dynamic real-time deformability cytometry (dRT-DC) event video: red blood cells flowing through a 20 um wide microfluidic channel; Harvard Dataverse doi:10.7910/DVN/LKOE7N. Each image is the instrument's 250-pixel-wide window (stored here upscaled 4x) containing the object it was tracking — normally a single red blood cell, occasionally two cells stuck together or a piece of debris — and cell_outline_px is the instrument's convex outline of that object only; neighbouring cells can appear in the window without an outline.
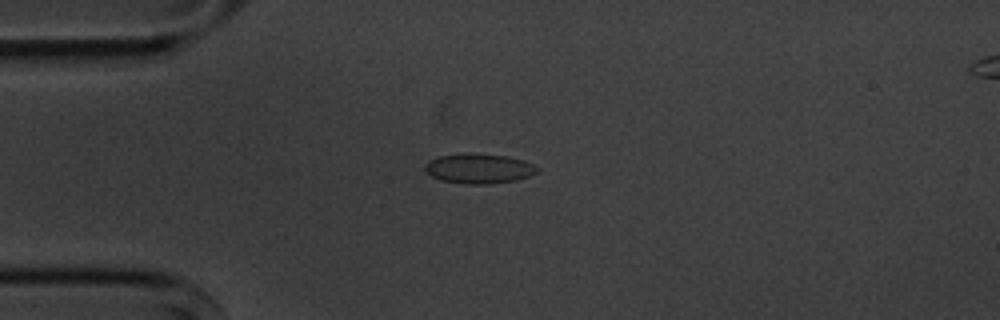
{"species": "common noctule bat (a hibernating species)", "species_latin": "Nyctalus noctula", "temperature_condition": "cold", "stored_images_in_passage": 7, "camera_frame_rate_fps": 3000, "um_per_image_px": 0.085, "animal": {"sex": "male", "body_mass_g": 20.1, "forearm_length_mm": 53.5}, "frame": {"image": 1, "passage_image": 3, "time_ms": 3.333, "image_size_px": [1000, 320], "cell_outline_px": [[540, 168], [536, 172], [528, 176], [516, 180], [488, 184], [464, 184], [440, 180], [432, 176], [424, 168], [424, 164], [428, 160], [440, 156], [468, 152], [508, 156], [524, 160]], "centroid_in_image_um": [40.69, 14.31], "position_along_channel_um": 44.3, "area_um2": 19.65}}
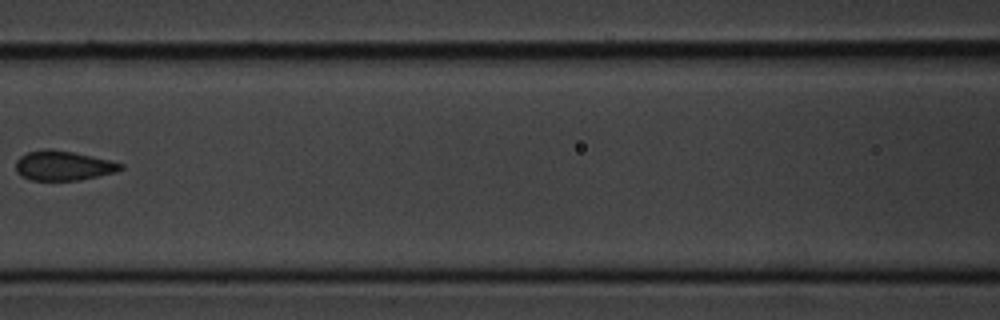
{"frame": {"image": 2, "passage_image": 6, "time_ms": 7.0, "image_size_px": [1000, 320], "cell_outline_px": [[124, 168], [112, 172], [80, 180], [32, 180], [16, 172], [16, 160], [20, 156], [28, 152], [44, 148], [52, 148], [112, 160], [124, 164]], "centroid_in_image_um": [5.36, 14.06], "position_along_channel_um": 161.2, "area_um2": 18.03}}
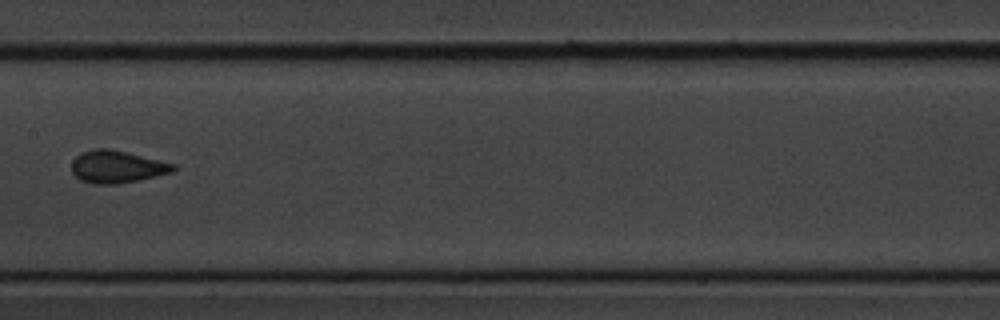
{"frame": {"image": 3, "passage_image": 7, "time_ms": 8.0, "image_size_px": [1000, 320], "cell_outline_px": [[176, 168], [172, 172], [140, 180], [116, 184], [96, 184], [80, 180], [72, 172], [72, 160], [80, 152], [92, 148], [108, 148], [128, 152], [176, 164]], "centroid_in_image_um": [9.93, 14.16], "position_along_channel_um": 197.5, "area_um2": 19.36}}